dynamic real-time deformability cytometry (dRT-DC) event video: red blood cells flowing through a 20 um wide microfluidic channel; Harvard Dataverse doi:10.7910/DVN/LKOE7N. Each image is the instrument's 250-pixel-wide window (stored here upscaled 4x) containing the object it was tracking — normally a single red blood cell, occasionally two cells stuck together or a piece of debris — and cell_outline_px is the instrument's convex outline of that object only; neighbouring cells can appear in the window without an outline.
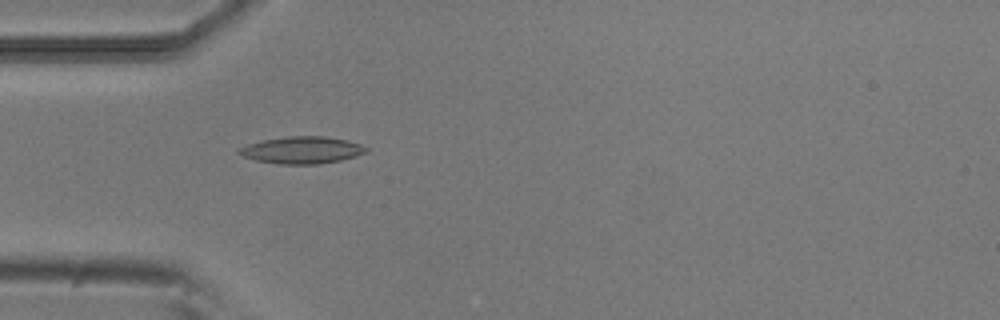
{"species": "common noctule bat (a hibernating species)", "species_latin": "Nyctalus noctula", "temperature_condition": "room temperature", "stored_images_in_passage": 18, "camera_frame_rate_fps": 3000, "um_per_image_px": 0.085, "animal": {"sex": "male", "body_mass_g": 20.5, "forearm_length_mm": 52.5}, "frame": {"image": 1, "passage_image": 4, "time_ms": 1.0, "image_size_px": [1000, 320], "cell_outline_px": [[368, 152], [356, 156], [340, 160], [316, 164], [280, 164], [256, 160], [244, 156], [236, 152], [240, 148], [248, 144], [260, 140], [288, 136], [324, 136], [348, 140], [360, 144], [368, 148]], "centroid_in_image_um": [25.68, 12.75], "position_along_channel_um": 59.3, "area_um2": 20.0}}
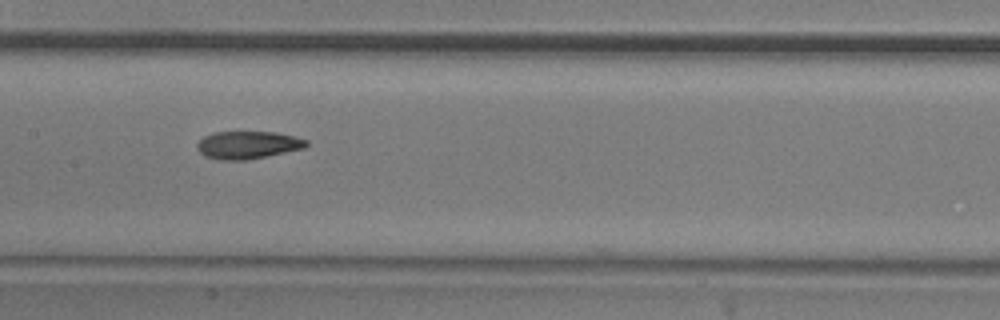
{"frame": {"image": 2, "passage_image": 14, "time_ms": 4.333, "image_size_px": [1000, 320], "cell_outline_px": [[308, 144], [304, 148], [244, 160], [224, 160], [204, 156], [196, 148], [196, 144], [204, 136], [216, 132], [276, 132], [296, 136], [308, 140]], "centroid_in_image_um": [21.06, 12.31], "position_along_channel_um": 186.3, "area_um2": 17.46}}
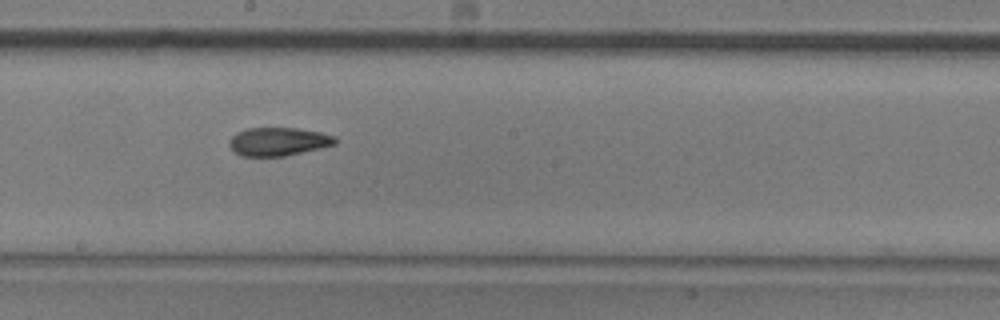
{"frame": {"image": 3, "passage_image": 17, "time_ms": 5.333, "image_size_px": [1000, 320], "cell_outline_px": [[336, 144], [320, 148], [284, 156], [240, 156], [232, 152], [228, 144], [232, 136], [236, 132], [248, 128], [296, 128], [320, 132], [336, 136]], "centroid_in_image_um": [23.62, 12.04], "position_along_channel_um": 224.6, "area_um2": 17.57}}